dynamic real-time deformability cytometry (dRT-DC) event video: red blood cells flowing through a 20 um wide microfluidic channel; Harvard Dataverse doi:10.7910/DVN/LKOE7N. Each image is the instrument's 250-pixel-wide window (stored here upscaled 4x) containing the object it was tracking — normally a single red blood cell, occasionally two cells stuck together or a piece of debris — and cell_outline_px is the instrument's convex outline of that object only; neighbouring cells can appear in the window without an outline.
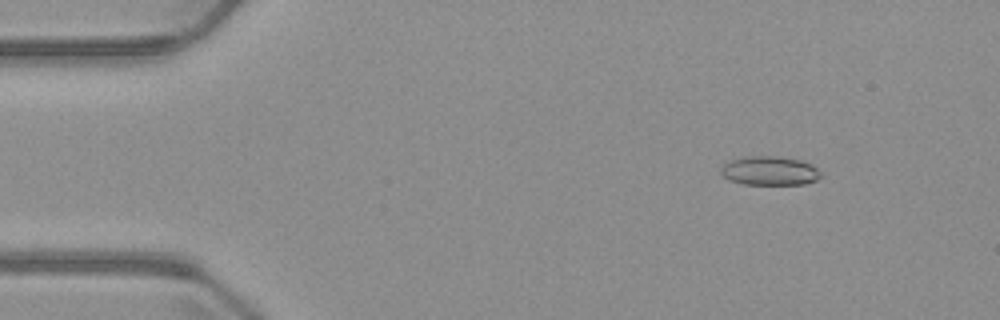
{"species": "common noctule bat (a hibernating species)", "species_latin": "Nyctalus noctula", "temperature_condition": "warm", "stored_images_in_passage": 4, "camera_frame_rate_fps": 3000, "um_per_image_px": 0.085, "animal": {"sex": "male", "body_mass_g": 23.1, "forearm_length_mm": 52.7}, "frame": {"image": 1, "passage_image": 2, "time_ms": 1.333, "image_size_px": [1000, 320], "cell_outline_px": [[824, 176], [816, 180], [804, 184], [744, 184], [728, 180], [720, 172], [720, 168], [724, 164], [732, 160], [744, 156], [780, 156], [800, 160], [812, 164]], "centroid_in_image_um": [65.43, 14.51], "position_along_channel_um": 19.6, "area_um2": 16.99}}